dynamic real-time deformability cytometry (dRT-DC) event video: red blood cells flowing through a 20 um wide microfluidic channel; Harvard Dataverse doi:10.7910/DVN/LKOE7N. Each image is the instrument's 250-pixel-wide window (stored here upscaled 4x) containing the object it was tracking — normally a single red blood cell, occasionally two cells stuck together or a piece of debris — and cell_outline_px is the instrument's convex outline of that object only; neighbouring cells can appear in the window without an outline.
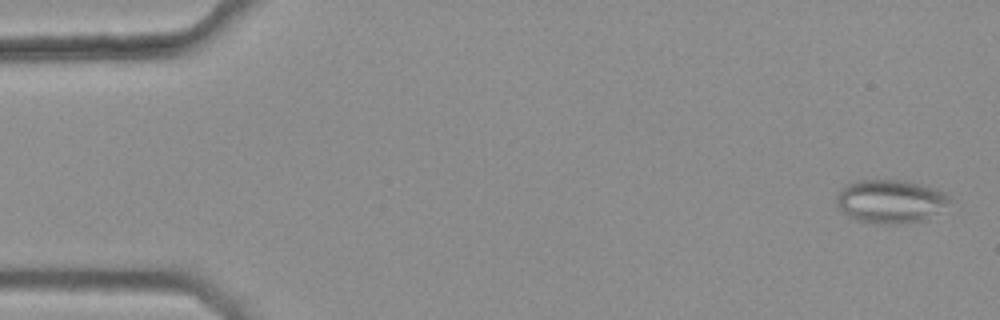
{"species": "common noctule bat (a hibernating species)", "species_latin": "Nyctalus noctula", "temperature_condition": "warm", "stored_images_in_passage": 46, "camera_frame_rate_fps": 3000, "um_per_image_px": 0.085, "animal": {"sex": "female", "body_mass_g": 25.1}, "frame": {"image": 1, "passage_image": 2, "time_ms": 0.333, "image_size_px": [1000, 320], "cell_outline_px": [[948, 204], [928, 220], [900, 224], [876, 224], [856, 220], [848, 216], [836, 204], [836, 196], [848, 184], [856, 180], [904, 180], [936, 188], [944, 192], [948, 196]], "centroid_in_image_um": [75.7, 17.13], "position_along_channel_um": 9.3, "area_um2": 28.73}}
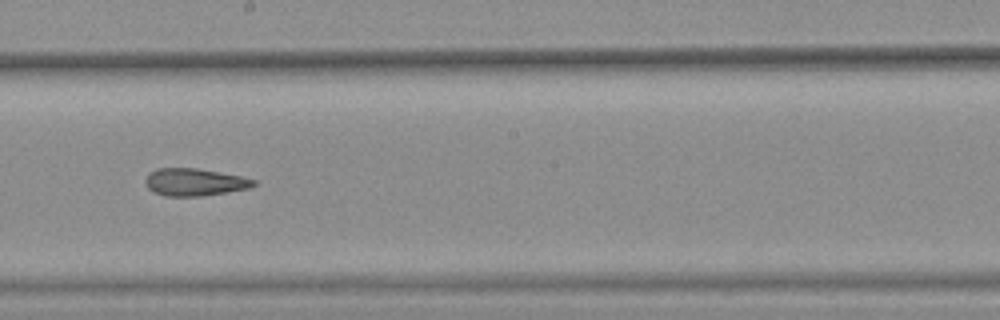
{"frame": {"image": 2, "passage_image": 30, "time_ms": 9.667, "image_size_px": [1000, 320], "cell_outline_px": [[256, 184], [252, 188], [200, 196], [164, 196], [152, 192], [148, 188], [144, 180], [148, 172], [156, 168], [196, 168], [240, 176], [256, 180]], "centroid_in_image_um": [16.5, 15.48], "position_along_channel_um": 231.7, "area_um2": 17.4}}
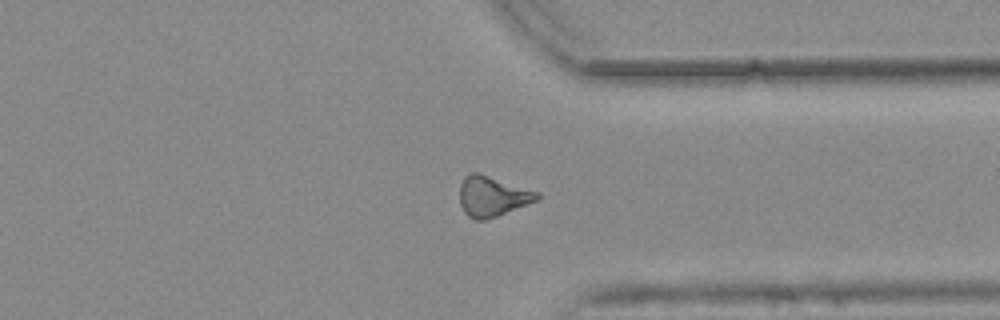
{"frame": {"image": 3, "passage_image": 41, "time_ms": 13.333, "image_size_px": [1000, 320], "cell_outline_px": [[544, 196], [536, 200], [496, 216], [484, 220], [476, 220], [468, 216], [464, 212], [460, 204], [460, 184], [464, 176], [472, 172], [480, 172], [540, 192]], "centroid_in_image_um": [41.85, 16.65], "position_along_channel_um": 369.6, "area_um2": 18.26}, "authors_computed_cell_mechanics": {"area_um2": 18.0047, "velocity_mm_per_s": 3.7989, "shape_relaxation_time_tau1_ms": null, "shape_relaxation_time_tau2_ms": 5.4911, "deformation_change_tau1": null, "deformation_change_tau2": 0.1752}}